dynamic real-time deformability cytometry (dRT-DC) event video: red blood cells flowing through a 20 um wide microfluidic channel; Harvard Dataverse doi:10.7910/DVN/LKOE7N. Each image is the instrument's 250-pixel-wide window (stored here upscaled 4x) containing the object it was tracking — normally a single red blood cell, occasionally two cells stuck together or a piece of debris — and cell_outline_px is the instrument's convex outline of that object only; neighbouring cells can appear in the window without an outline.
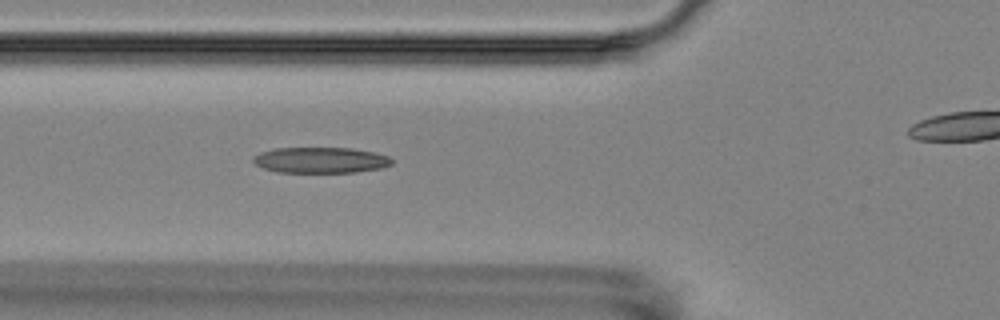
{"species": "Egyptian fruit bat (a non-hibernating species)", "species_latin": "Rousettus aegyptiacus", "temperature_condition": "room temperature", "stored_images_in_passage": 7, "camera_frame_rate_fps": 3000, "um_per_image_px": 0.085, "animal": {"sex": "female"}, "frame": {"image": 1, "passage_image": 6, "time_ms": 5.667, "image_size_px": [1000, 320], "cell_outline_px": [[392, 164], [380, 168], [356, 172], [276, 172], [264, 168], [256, 164], [252, 160], [252, 156], [260, 152], [272, 148], [352, 148], [372, 152], [388, 156], [392, 160]], "centroid_in_image_um": [27.21, 13.6], "position_along_channel_um": 98.6, "area_um2": 20.81}}